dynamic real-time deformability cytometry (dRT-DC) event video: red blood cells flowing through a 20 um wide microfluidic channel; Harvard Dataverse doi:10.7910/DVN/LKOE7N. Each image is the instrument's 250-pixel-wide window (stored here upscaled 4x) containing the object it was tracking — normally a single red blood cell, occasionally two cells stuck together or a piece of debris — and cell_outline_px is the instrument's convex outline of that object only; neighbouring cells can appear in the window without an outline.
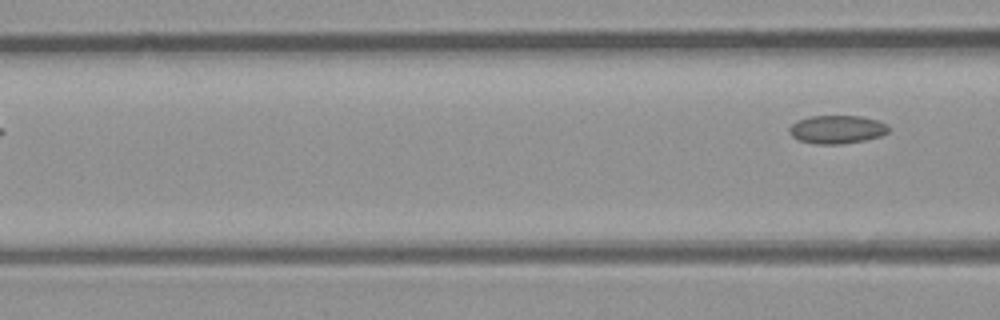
{"species": "common noctule bat (a hibernating species)", "species_latin": "Nyctalus noctula", "temperature_condition": "room temperature", "stored_images_in_passage": 7, "segment_of_instrument_passage": [2, 2], "camera_frame_rate_fps": 3000, "um_per_image_px": 0.085, "animal": {"sex": "male", "body_mass_g": 23.1, "forearm_length_mm": 52.7}, "frame": {"image": 1, "passage_image": 7, "time_ms": 7.667, "image_size_px": [1000, 320], "cell_outline_px": [[888, 132], [880, 136], [864, 140], [840, 144], [816, 144], [800, 140], [792, 136], [788, 132], [788, 128], [796, 120], [808, 116], [860, 116], [876, 120], [888, 124]], "centroid_in_image_um": [71.11, 10.99], "position_along_channel_um": 95.5, "area_um2": 16.36}}